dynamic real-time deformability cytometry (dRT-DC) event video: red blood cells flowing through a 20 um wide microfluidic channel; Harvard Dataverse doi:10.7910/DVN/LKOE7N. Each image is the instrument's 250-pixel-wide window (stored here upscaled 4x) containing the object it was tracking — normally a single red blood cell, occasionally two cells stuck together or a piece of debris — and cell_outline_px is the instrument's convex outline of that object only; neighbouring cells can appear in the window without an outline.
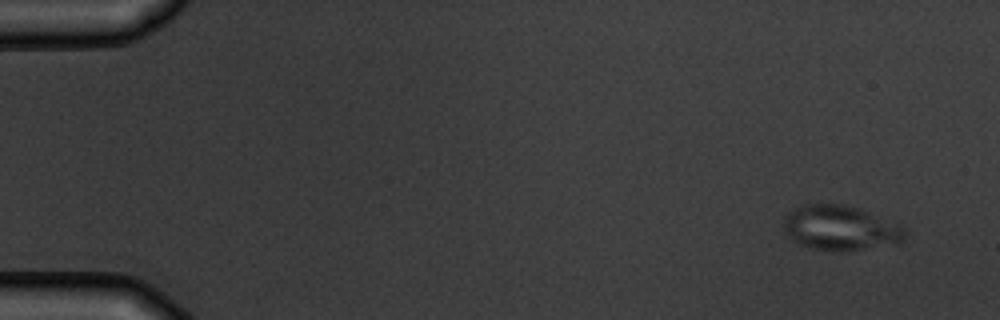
{"species": "common noctule bat (a hibernating species)", "species_latin": "Nyctalus noctula", "temperature_condition": "warm", "stored_images_in_passage": 5, "camera_frame_rate_fps": 3000, "um_per_image_px": 0.085, "animal": {"sex": "male", "body_mass_g": 19.5, "forearm_length_mm": 54.6}, "frame": {"image": 1, "passage_image": 1, "time_ms": 0.0, "image_size_px": [1000, 320], "cell_outline_px": [[908, 232], [904, 240], [896, 244], [848, 252], [836, 252], [808, 248], [792, 240], [788, 236], [784, 228], [784, 216], [788, 212], [800, 204], [844, 204], [860, 208], [904, 228]], "centroid_in_image_um": [71.41, 19.4], "position_along_channel_um": 13.6, "area_um2": 32.19}}